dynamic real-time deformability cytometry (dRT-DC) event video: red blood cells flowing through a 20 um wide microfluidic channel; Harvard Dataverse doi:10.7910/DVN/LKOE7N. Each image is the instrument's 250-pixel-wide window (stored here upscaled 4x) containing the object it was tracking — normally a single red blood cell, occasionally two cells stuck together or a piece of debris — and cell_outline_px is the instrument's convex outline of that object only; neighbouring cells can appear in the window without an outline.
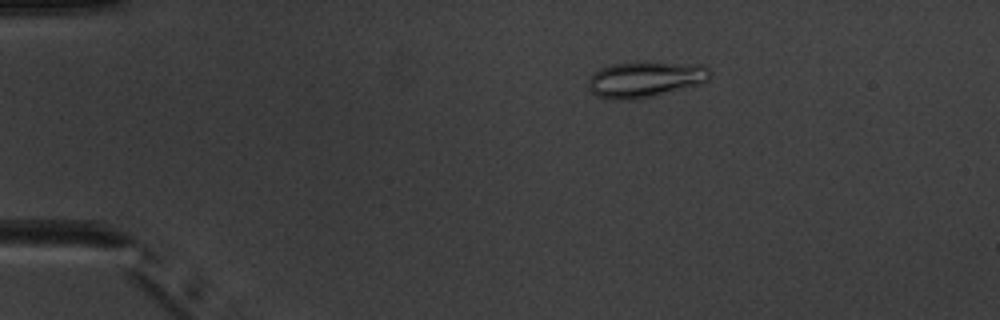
{"species": "common noctule bat (a hibernating species)", "species_latin": "Nyctalus noctula", "temperature_condition": "warm", "stored_images_in_passage": 5, "camera_frame_rate_fps": 3000, "um_per_image_px": 0.085, "animal": {"sex": "male", "body_mass_g": 20.1, "forearm_length_mm": 53.5}, "frame": {"image": 1, "passage_image": 4, "time_ms": 3.333, "image_size_px": [1000, 320], "cell_outline_px": [[712, 72], [708, 80], [700, 84], [636, 100], [612, 100], [596, 96], [588, 88], [588, 80], [600, 68], [612, 64], [644, 60], [648, 60], [704, 64]], "centroid_in_image_um": [54.87, 6.71], "position_along_channel_um": 30.1, "area_um2": 26.24}}